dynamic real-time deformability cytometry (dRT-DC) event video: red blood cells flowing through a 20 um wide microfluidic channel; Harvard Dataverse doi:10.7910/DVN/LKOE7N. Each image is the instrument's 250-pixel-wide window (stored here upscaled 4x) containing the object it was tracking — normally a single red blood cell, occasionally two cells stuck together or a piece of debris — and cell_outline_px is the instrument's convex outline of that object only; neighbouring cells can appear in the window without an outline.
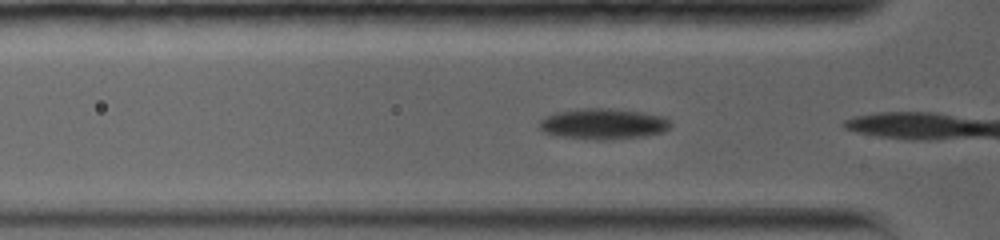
{"species": "common noctule bat (a hibernating species)", "species_latin": "Nyctalus noctula", "temperature_condition": "warm", "stored_images_in_passage": 5, "camera_frame_rate_fps": 5000, "um_per_image_px": 0.085, "animal": {"sex": "female", "body_mass_g": 19.0, "forearm_length_mm": 56.7}, "frame": {"image": 1, "passage_image": 3, "time_ms": 0.6, "image_size_px": [1000, 240], "cell_outline_px": [[672, 128], [664, 132], [644, 136], [604, 140], [596, 140], [564, 136], [544, 132], [540, 128], [540, 120], [544, 116], [556, 112], [576, 108], [608, 108], [640, 112], [664, 116], [668, 120]], "centroid_in_image_um": [51.29, 10.52], "position_along_channel_um": 74.5, "area_um2": 23.52}}